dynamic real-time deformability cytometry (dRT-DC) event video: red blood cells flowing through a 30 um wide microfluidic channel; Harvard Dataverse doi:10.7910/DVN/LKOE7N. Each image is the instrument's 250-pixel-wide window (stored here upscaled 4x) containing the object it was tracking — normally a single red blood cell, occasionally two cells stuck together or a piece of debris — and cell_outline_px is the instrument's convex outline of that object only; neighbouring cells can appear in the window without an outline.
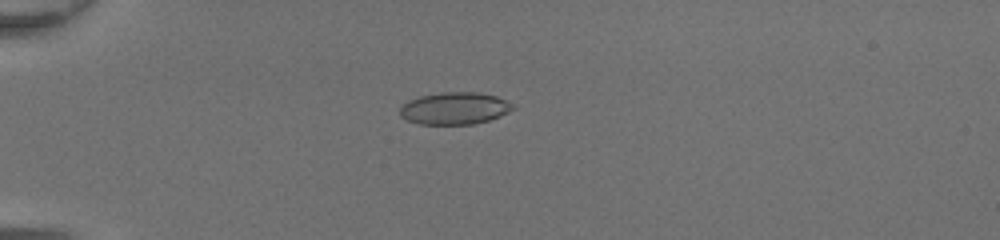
{"species": "common noctule bat (a hibernating species)", "species_latin": "Nyctalus noctula", "temperature_condition": "room temperature", "stored_images_in_passage": 50, "camera_frame_rate_fps": 3000, "um_per_image_px": 0.085, "animal": {"sex": "female", "body_mass_g": 20.0, "forearm_length_mm": 54.0}, "frame": {"image": 1, "passage_image": 16, "time_ms": 5.0, "image_size_px": [1000, 240], "cell_outline_px": [[516, 108], [500, 116], [488, 120], [472, 124], [420, 124], [408, 120], [400, 116], [400, 108], [408, 100], [420, 96], [444, 92], [480, 92], [496, 96], [516, 104]], "centroid_in_image_um": [38.68, 9.2], "position_along_channel_um": 46.3, "area_um2": 21.21}}
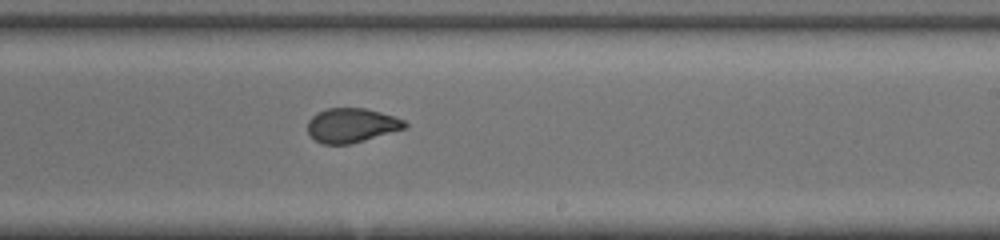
{"frame": {"image": 2, "passage_image": 33, "time_ms": 10.667, "image_size_px": [1000, 240], "cell_outline_px": [[408, 128], [352, 144], [324, 144], [316, 140], [308, 132], [308, 120], [316, 112], [328, 108], [364, 108], [380, 112], [404, 120], [408, 124]], "centroid_in_image_um": [29.91, 10.65], "position_along_channel_um": 259.1, "area_um2": 19.54}}
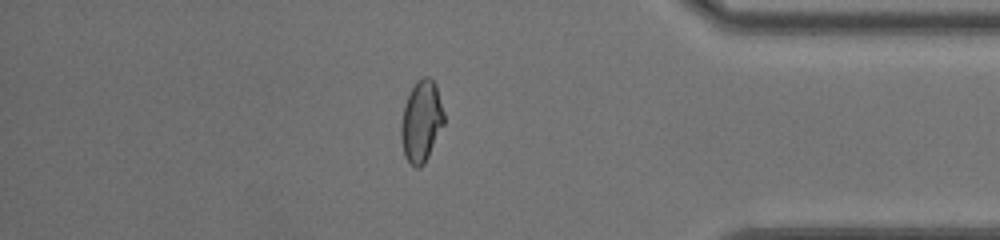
{"frame": {"image": 3, "passage_image": 44, "time_ms": 14.333, "image_size_px": [1000, 240], "cell_outline_px": [[444, 124], [424, 164], [420, 168], [416, 168], [404, 156], [400, 136], [400, 124], [404, 104], [416, 80], [424, 76], [428, 76], [436, 84], [444, 112]], "centroid_in_image_um": [35.8, 10.3], "position_along_channel_um": 399.4, "area_um2": 20.46}, "authors_computed_cell_mechanics": {"area_um2": 20.808, "velocity_mm_per_s": 4.4058, "shape_relaxation_time_tau1_ms": 4.2741, "shape_relaxation_time_tau2_ms": 0.9559, "deformation_change_tau1": 0.1671, "deformation_change_tau2": 0.0635}}